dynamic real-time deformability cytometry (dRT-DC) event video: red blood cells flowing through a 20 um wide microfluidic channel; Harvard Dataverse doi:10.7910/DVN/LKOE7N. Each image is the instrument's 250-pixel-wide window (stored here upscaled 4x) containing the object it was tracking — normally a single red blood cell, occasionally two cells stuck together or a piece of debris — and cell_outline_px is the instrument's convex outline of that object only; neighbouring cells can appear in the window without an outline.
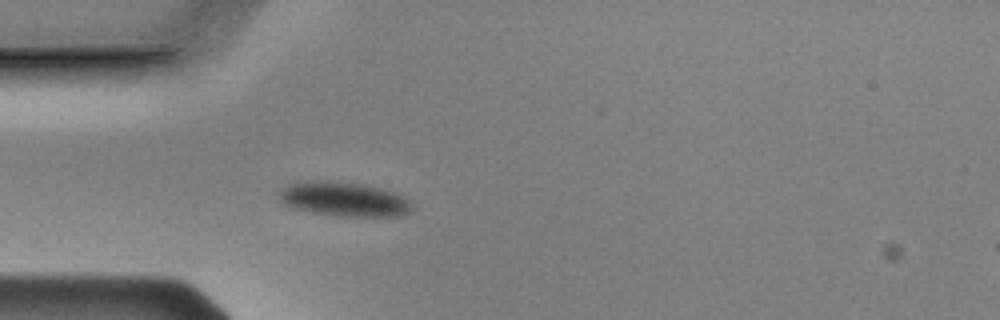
{"species": "Egyptian fruit bat (a non-hibernating species)", "species_latin": "Rousettus aegyptiacus", "temperature_condition": "cold", "stored_images_in_passage": 41, "camera_frame_rate_fps": 3000, "um_per_image_px": 0.085, "animal": {"sex": "male"}, "frame": {"image": 1, "passage_image": 1, "time_ms": 0.0, "image_size_px": [1000, 320], "cell_outline_px": [[412, 208], [404, 216], [336, 216], [312, 212], [292, 208], [284, 204], [276, 196], [288, 184], [304, 180], [324, 180], [364, 184], [400, 192], [412, 204]], "centroid_in_image_um": [29.25, 16.92], "position_along_channel_um": 55.8, "area_um2": 27.11}}
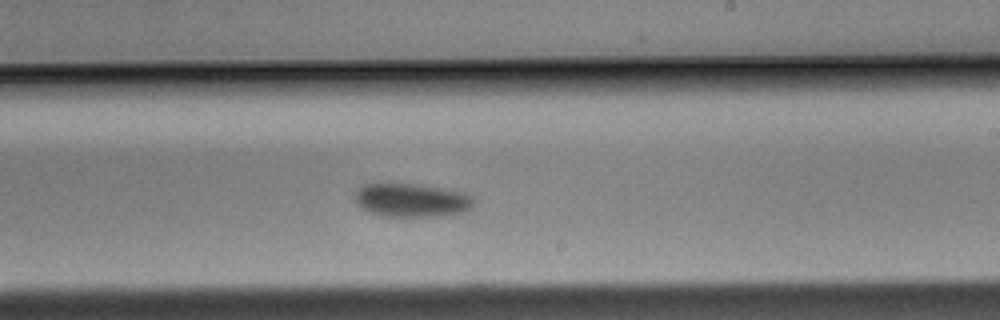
{"frame": {"image": 2, "passage_image": 18, "time_ms": 5.667, "image_size_px": [1000, 320], "cell_outline_px": [[476, 200], [472, 208], [468, 212], [440, 216], [384, 216], [360, 208], [356, 204], [356, 192], [364, 184], [412, 184], [444, 188], [464, 192], [472, 196]], "centroid_in_image_um": [35.07, 17.03], "position_along_channel_um": 253.9, "area_um2": 23.29}}
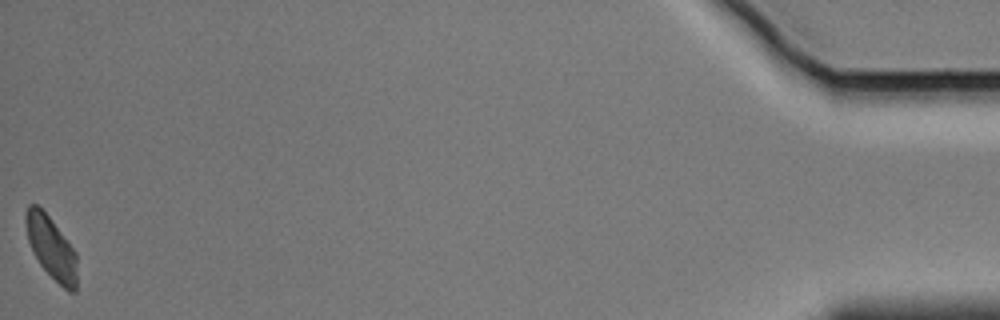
{"frame": {"image": 3, "passage_image": 41, "time_ms": 13.333, "image_size_px": [1000, 320], "cell_outline_px": [[76, 292], [68, 292], [40, 264], [28, 240], [24, 220], [24, 212], [28, 204], [36, 204], [48, 216], [76, 252]], "centroid_in_image_um": [4.34, 21.03], "position_along_channel_um": 430.9, "area_um2": 18.26}, "authors_computed_cell_mechanics": {"area_um2": 22.253, "velocity_mm_per_s": 3.5846, "shape_relaxation_time_tau1_ms": 1.337, "shape_relaxation_time_tau2_ms": null, "deformation_change_tau1": 0.0436, "deformation_change_tau2": null}}